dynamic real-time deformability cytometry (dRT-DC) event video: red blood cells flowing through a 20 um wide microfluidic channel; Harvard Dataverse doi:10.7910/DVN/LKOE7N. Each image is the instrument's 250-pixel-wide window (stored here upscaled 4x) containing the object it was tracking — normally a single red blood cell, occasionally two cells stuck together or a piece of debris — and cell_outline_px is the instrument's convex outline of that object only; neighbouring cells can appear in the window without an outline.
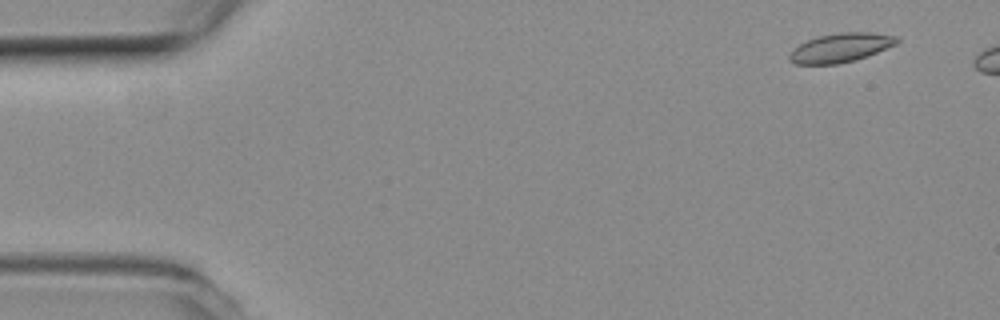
{"species": "common noctule bat (a hibernating species)", "species_latin": "Nyctalus noctula", "temperature_condition": "room temperature", "stored_images_in_passage": 6, "camera_frame_rate_fps": 3000, "um_per_image_px": 0.085, "animal": {"sex": "female", "body_mass_g": 19.3, "forearm_length_mm": 54.1}, "frame": {"image": 1, "passage_image": 1, "time_ms": 0.0, "image_size_px": [1000, 320], "cell_outline_px": [[900, 40], [896, 44], [856, 60], [836, 64], [796, 64], [788, 60], [788, 56], [800, 44], [808, 40], [820, 36], [840, 32], [872, 32], [896, 36]], "centroid_in_image_um": [71.47, 4.05], "position_along_channel_um": 13.5, "area_um2": 17.92}}